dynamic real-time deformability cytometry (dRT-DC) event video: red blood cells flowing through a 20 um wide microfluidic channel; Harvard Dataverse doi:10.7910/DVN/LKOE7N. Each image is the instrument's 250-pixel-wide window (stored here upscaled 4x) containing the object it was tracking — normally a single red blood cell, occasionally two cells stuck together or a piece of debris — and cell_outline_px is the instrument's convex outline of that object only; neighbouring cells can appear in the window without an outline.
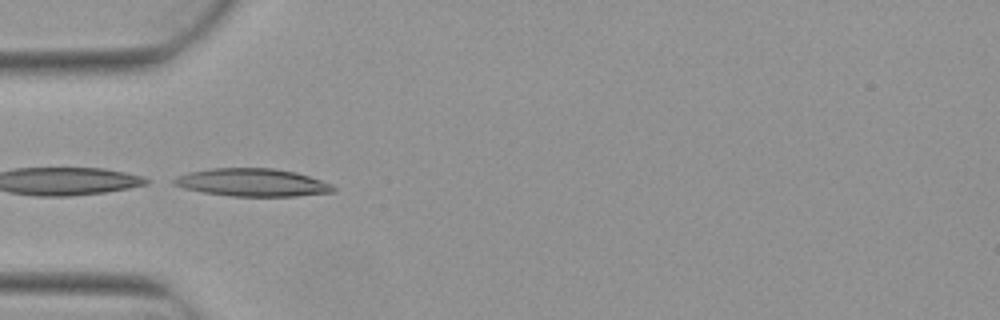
{"species": "Egyptian fruit bat (a non-hibernating species)", "species_latin": "Rousettus aegyptiacus", "temperature_condition": "warm", "stored_images_in_passage": 9, "camera_frame_rate_fps": 3000, "um_per_image_px": 0.085, "animal": {"sex": "female"}, "frame": {"image": 1, "passage_image": 4, "time_ms": 1.0, "image_size_px": [1000, 320], "cell_outline_px": [[336, 192], [296, 196], [232, 196], [204, 192], [184, 188], [172, 184], [172, 180], [176, 176], [188, 172], [212, 168], [272, 168], [296, 172], [332, 184], [336, 188]], "centroid_in_image_um": [21.45, 15.51], "position_along_channel_um": 63.5, "area_um2": 25.84}}
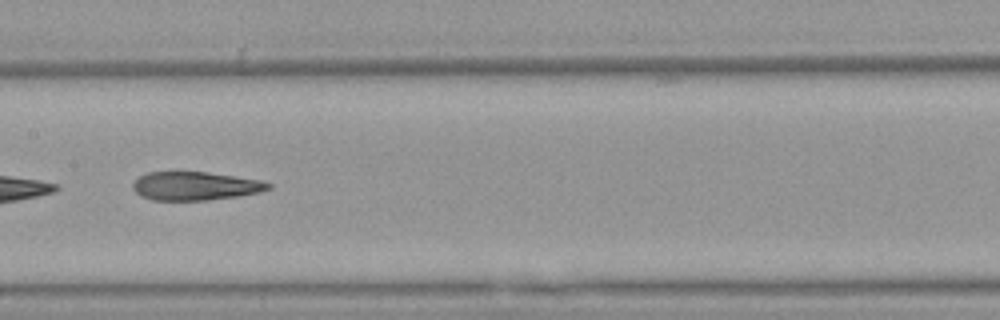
{"frame": {"image": 2, "passage_image": 7, "time_ms": 2.0, "image_size_px": [1000, 320], "cell_outline_px": [[272, 188], [260, 192], [240, 196], [208, 200], [152, 200], [140, 196], [132, 188], [132, 184], [140, 176], [148, 172], [208, 172], [260, 180], [272, 184]], "centroid_in_image_um": [16.61, 15.81], "position_along_channel_um": 190.8, "area_um2": 22.54}}
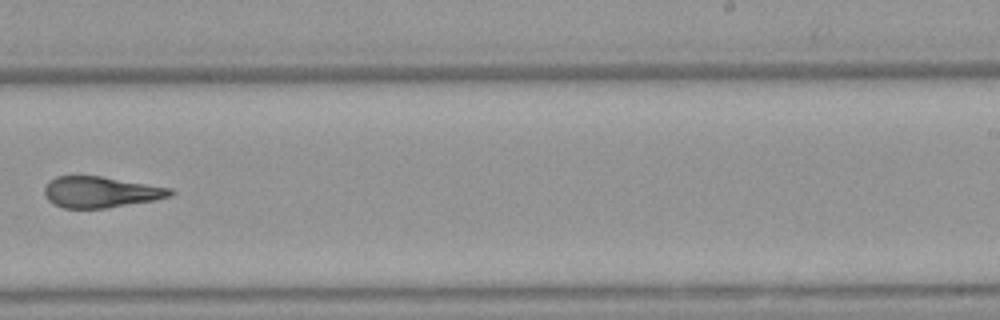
{"frame": {"image": 3, "passage_image": 9, "time_ms": 2.667, "image_size_px": [1000, 320], "cell_outline_px": [[176, 192], [172, 196], [156, 200], [108, 208], [64, 208], [52, 204], [44, 196], [44, 188], [48, 180], [56, 176], [100, 176], [172, 188]], "centroid_in_image_um": [8.56, 16.33], "position_along_channel_um": 280.4, "area_um2": 23.06}}